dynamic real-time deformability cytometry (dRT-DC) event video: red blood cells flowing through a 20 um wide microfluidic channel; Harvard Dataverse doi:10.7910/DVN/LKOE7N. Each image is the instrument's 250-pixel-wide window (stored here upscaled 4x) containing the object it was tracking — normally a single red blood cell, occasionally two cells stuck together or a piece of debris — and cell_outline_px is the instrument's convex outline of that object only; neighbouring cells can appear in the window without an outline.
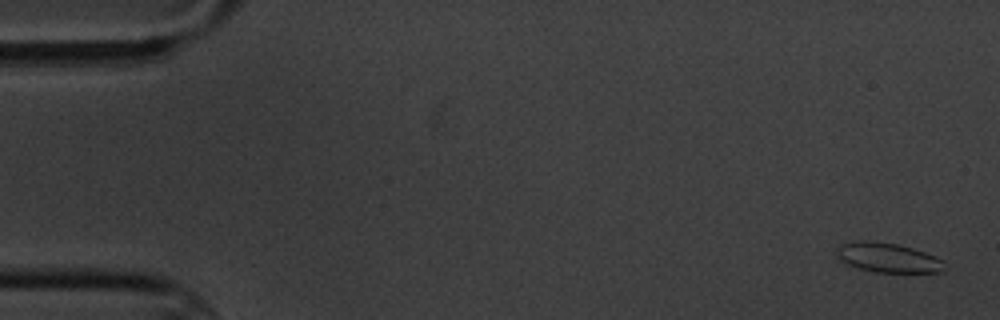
{"species": "common noctule bat (a hibernating species)", "species_latin": "Nyctalus noctula", "temperature_condition": "cold", "stored_images_in_passage": 9, "camera_frame_rate_fps": 3000, "um_per_image_px": 0.085, "animal": {"sex": "male", "body_mass_g": 20.1, "forearm_length_mm": 53.5}, "frame": {"image": 1, "passage_image": 1, "time_ms": 0.0, "image_size_px": [1000, 320], "cell_outline_px": [[944, 272], [876, 272], [860, 268], [848, 264], [840, 260], [836, 252], [836, 248], [840, 244], [860, 240], [872, 240], [896, 244], [912, 248], [936, 256], [944, 260]], "centroid_in_image_um": [75.48, 21.89], "position_along_channel_um": 9.5, "area_um2": 18.55}}
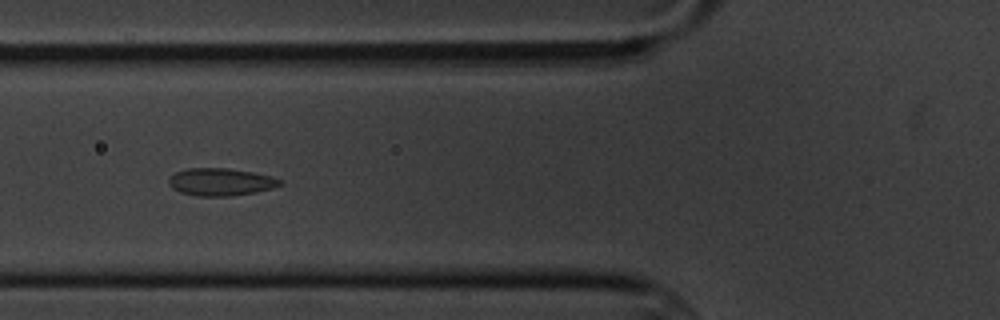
{"frame": {"image": 2, "passage_image": 6, "time_ms": 6.667, "image_size_px": [1000, 320], "cell_outline_px": [[284, 184], [272, 188], [256, 192], [232, 196], [196, 196], [180, 192], [172, 188], [168, 184], [168, 180], [176, 172], [188, 168], [228, 168], [252, 172], [272, 176], [280, 180]], "centroid_in_image_um": [18.76, 15.47], "position_along_channel_um": 107.0, "area_um2": 17.86}}
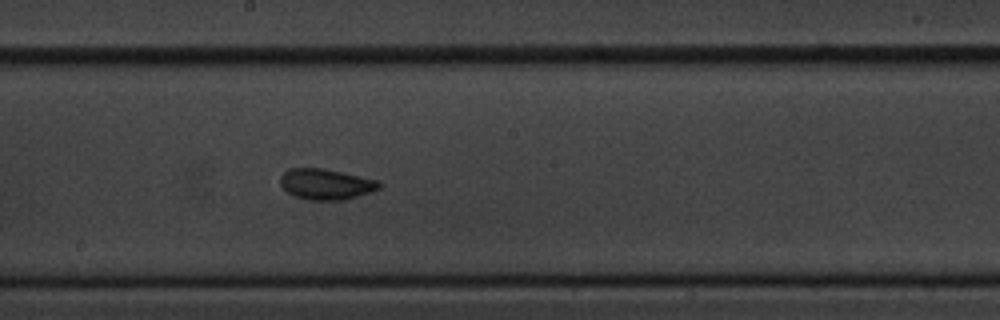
{"frame": {"image": 3, "passage_image": 9, "time_ms": 10.0, "image_size_px": [1000, 320], "cell_outline_px": [[384, 184], [380, 188], [344, 200], [308, 200], [296, 196], [288, 192], [280, 184], [280, 176], [288, 168], [324, 168], [376, 180]], "centroid_in_image_um": [27.68, 15.65], "position_along_channel_um": 220.5, "area_um2": 17.57}}